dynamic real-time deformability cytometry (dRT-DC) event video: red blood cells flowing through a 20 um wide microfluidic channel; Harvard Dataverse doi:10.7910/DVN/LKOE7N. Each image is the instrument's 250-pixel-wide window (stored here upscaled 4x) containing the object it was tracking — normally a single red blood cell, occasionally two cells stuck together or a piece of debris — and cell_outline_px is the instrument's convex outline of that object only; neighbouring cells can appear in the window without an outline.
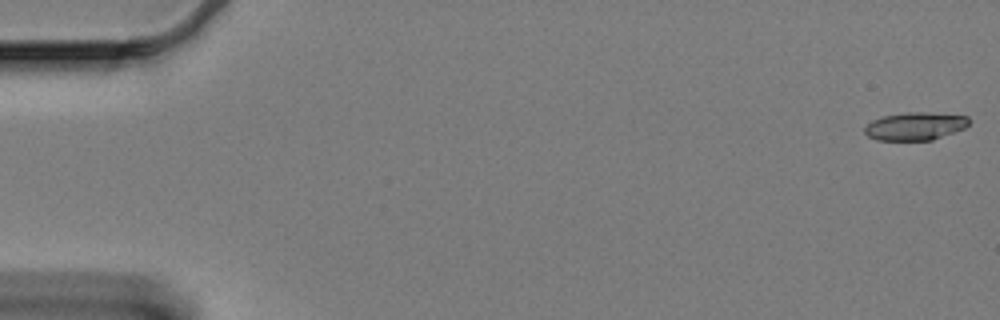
{"species": "Egyptian fruit bat (a non-hibernating species)", "species_latin": "Rousettus aegyptiacus", "temperature_condition": "cold", "stored_images_in_passage": 60, "camera_frame_rate_fps": 3000, "um_per_image_px": 0.085, "animal": {"sex": "female"}, "frame": {"image": 1, "passage_image": 1, "time_ms": 0.0, "image_size_px": [1000, 320], "cell_outline_px": [[968, 124], [964, 128], [932, 140], [876, 140], [868, 136], [864, 132], [864, 128], [872, 120], [884, 116], [908, 112], [924, 112], [968, 116]], "centroid_in_image_um": [77.76, 10.73], "position_along_channel_um": 7.2, "area_um2": 16.76}}
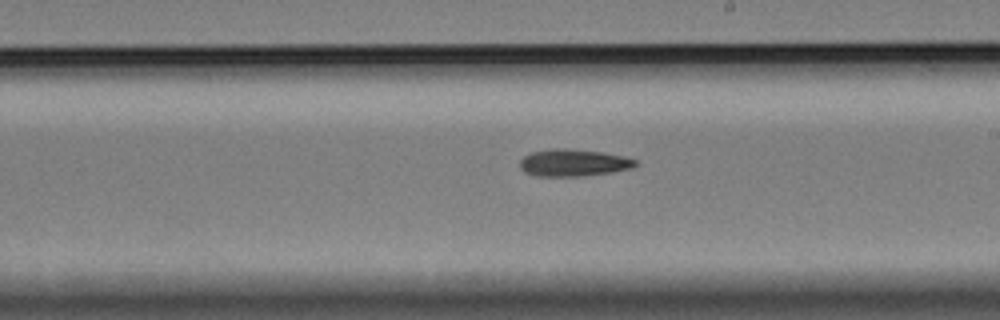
{"frame": {"image": 2, "passage_image": 35, "time_ms": 11.333, "image_size_px": [1000, 320], "cell_outline_px": [[636, 164], [632, 168], [612, 172], [580, 176], [536, 176], [524, 172], [520, 168], [520, 160], [524, 156], [532, 152], [552, 148], [564, 148], [600, 152], [624, 156], [636, 160]], "centroid_in_image_um": [48.71, 13.83], "position_along_channel_um": 240.3, "area_um2": 18.15}}
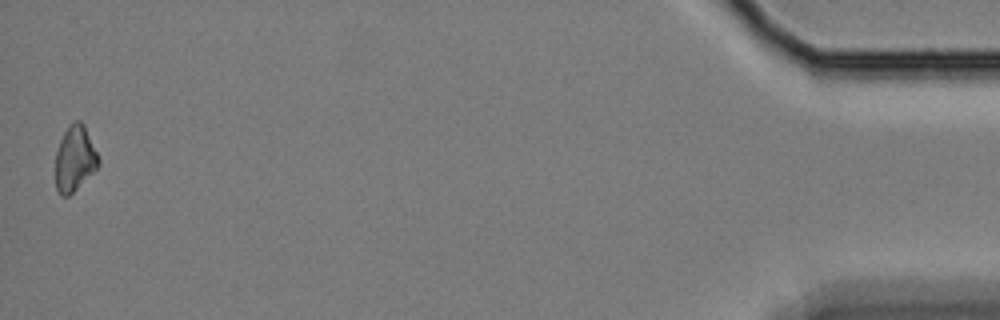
{"frame": {"image": 3, "passage_image": 60, "time_ms": 19.667, "image_size_px": [1000, 320], "cell_outline_px": [[100, 164], [68, 196], [60, 196], [56, 188], [56, 152], [60, 140], [64, 132], [76, 120], [80, 120], [84, 124], [100, 160]], "centroid_in_image_um": [6.35, 13.48], "position_along_channel_um": 428.9, "area_um2": 16.01}}